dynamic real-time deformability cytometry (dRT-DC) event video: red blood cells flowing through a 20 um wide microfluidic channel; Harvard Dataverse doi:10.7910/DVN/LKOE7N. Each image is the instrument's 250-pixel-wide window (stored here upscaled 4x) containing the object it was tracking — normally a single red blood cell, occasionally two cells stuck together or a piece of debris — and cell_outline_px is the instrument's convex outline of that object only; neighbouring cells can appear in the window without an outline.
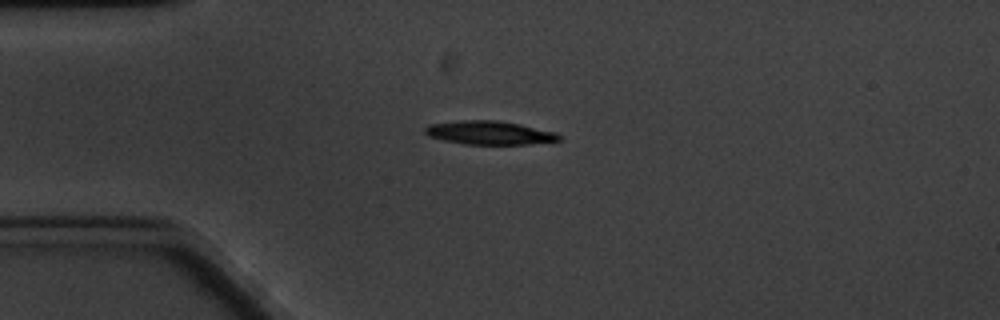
{"species": "common noctule bat (a hibernating species)", "species_latin": "Nyctalus noctula", "temperature_condition": "cold", "stored_images_in_passage": 6, "camera_frame_rate_fps": 3000, "um_per_image_px": 0.085, "animal": {"sex": "male", "body_mass_g": 20.1, "forearm_length_mm": 53.5}, "frame": {"image": 1, "passage_image": 3, "time_ms": 3.333, "image_size_px": [1000, 320], "cell_outline_px": [[564, 140], [528, 144], [464, 144], [444, 140], [428, 136], [424, 132], [424, 128], [428, 124], [460, 120], [496, 120], [520, 124], [556, 132]], "centroid_in_image_um": [41.6, 11.28], "position_along_channel_um": 43.4, "area_um2": 18.5}}